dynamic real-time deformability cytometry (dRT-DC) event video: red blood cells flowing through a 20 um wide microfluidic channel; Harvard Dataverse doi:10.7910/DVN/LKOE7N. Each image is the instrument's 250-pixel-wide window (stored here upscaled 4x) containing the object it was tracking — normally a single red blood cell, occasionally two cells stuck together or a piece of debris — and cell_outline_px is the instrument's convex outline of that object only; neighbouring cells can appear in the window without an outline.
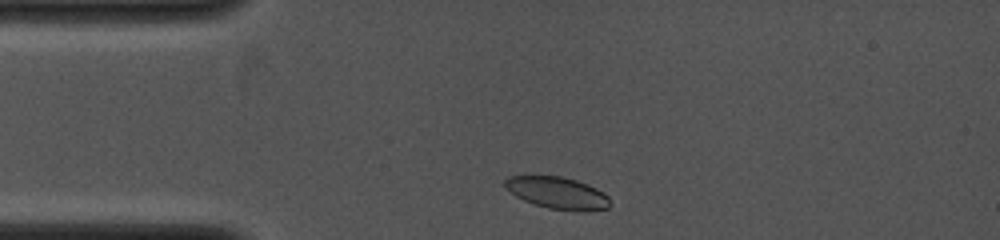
{"species": "common noctule bat (a hibernating species)", "species_latin": "Nyctalus noctula", "temperature_condition": "cold", "stored_images_in_passage": 21, "camera_frame_rate_fps": 4000, "um_per_image_px": 0.085, "animal": {"sex": "female", "body_mass_g": 19.0, "forearm_length_mm": 53.3}, "frame": {"image": 1, "passage_image": 1, "time_ms": 0.0, "image_size_px": [1000, 240], "cell_outline_px": [[612, 204], [608, 208], [584, 212], [576, 212], [548, 208], [524, 200], [516, 196], [504, 184], [504, 180], [508, 176], [560, 176], [576, 180], [588, 184], [604, 192], [608, 196]], "centroid_in_image_um": [47.45, 16.41], "position_along_channel_um": 37.5, "area_um2": 19.65}}
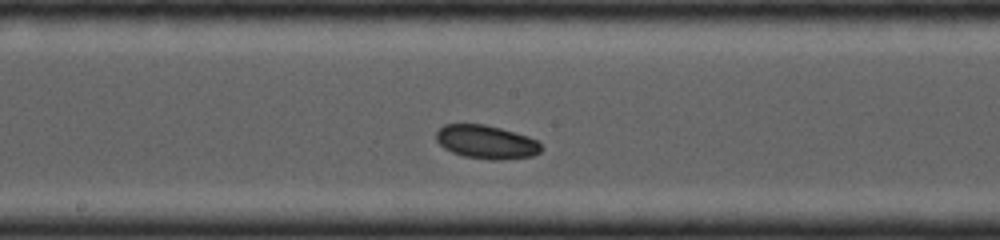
{"frame": {"image": 2, "passage_image": 12, "time_ms": 4.5, "image_size_px": [1000, 240], "cell_outline_px": [[544, 148], [540, 152], [532, 156], [500, 160], [492, 160], [464, 156], [452, 152], [444, 148], [436, 140], [436, 132], [444, 124], [484, 124], [500, 128], [528, 136], [536, 140]], "centroid_in_image_um": [41.34, 12.07], "position_along_channel_um": 206.9, "area_um2": 20.52}}
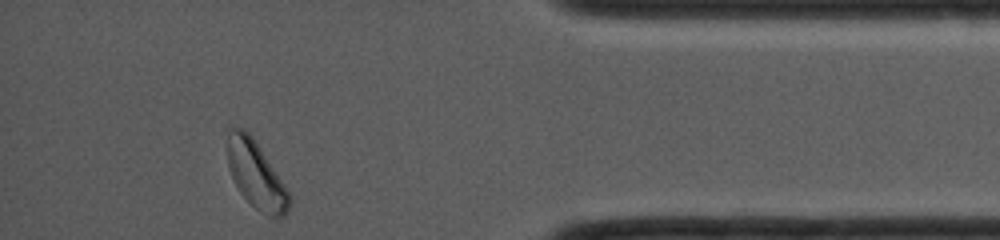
{"frame": {"image": 3, "passage_image": 21, "time_ms": 9.75, "image_size_px": [1000, 240], "cell_outline_px": [[292, 200], [284, 216], [268, 216], [260, 212], [240, 192], [228, 168], [228, 132], [236, 124], [244, 128], [252, 136], [292, 196]], "centroid_in_image_um": [21.76, 14.84], "position_along_channel_um": 413.4, "area_um2": 23.87}}